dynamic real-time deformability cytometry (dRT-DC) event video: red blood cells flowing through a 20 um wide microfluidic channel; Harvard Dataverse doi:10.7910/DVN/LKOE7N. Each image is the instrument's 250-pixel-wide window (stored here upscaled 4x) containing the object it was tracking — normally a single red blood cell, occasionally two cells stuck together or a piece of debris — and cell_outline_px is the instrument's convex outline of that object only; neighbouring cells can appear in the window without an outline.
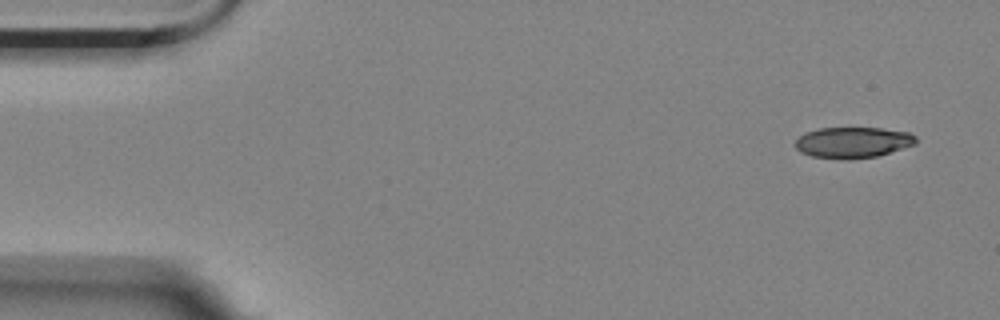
{"species": "Egyptian fruit bat (a non-hibernating species)", "species_latin": "Rousettus aegyptiacus", "temperature_condition": "room temperature", "stored_images_in_passage": 54, "camera_frame_rate_fps": 3000, "um_per_image_px": 0.085, "animal": {"sex": "female"}, "frame": {"image": 1, "passage_image": 1, "time_ms": 0.0, "image_size_px": [1000, 320], "cell_outline_px": [[916, 144], [876, 156], [848, 160], [812, 156], [800, 152], [792, 144], [804, 132], [820, 128], [880, 128], [908, 132], [916, 136]], "centroid_in_image_um": [72.45, 12.11], "position_along_channel_um": 12.5, "area_um2": 21.79}}
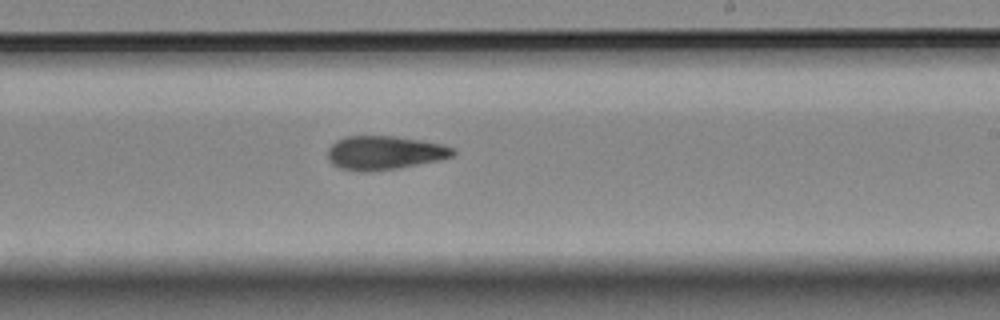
{"frame": {"image": 2, "passage_image": 31, "time_ms": 10.0, "image_size_px": [1000, 320], "cell_outline_px": [[456, 152], [452, 156], [436, 160], [400, 168], [368, 172], [364, 172], [340, 168], [332, 164], [328, 160], [328, 148], [336, 140], [344, 136], [392, 136], [420, 140], [440, 144], [452, 148]], "centroid_in_image_um": [32.62, 12.99], "position_along_channel_um": 256.4, "area_um2": 24.51}}
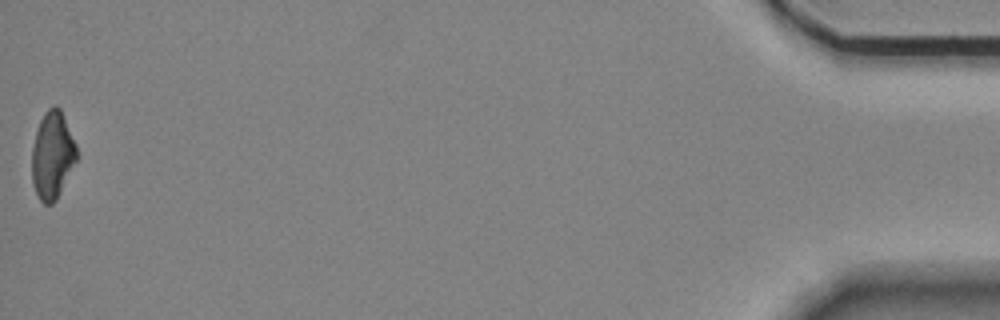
{"frame": {"image": 3, "passage_image": 54, "time_ms": 17.667, "image_size_px": [1000, 320], "cell_outline_px": [[80, 156], [56, 200], [52, 204], [44, 204], [40, 200], [32, 184], [32, 148], [36, 132], [40, 120], [44, 112], [52, 104], [56, 104], [60, 108], [76, 144]], "centroid_in_image_um": [4.47, 13.19], "position_along_channel_um": 430.7, "area_um2": 23.18}}